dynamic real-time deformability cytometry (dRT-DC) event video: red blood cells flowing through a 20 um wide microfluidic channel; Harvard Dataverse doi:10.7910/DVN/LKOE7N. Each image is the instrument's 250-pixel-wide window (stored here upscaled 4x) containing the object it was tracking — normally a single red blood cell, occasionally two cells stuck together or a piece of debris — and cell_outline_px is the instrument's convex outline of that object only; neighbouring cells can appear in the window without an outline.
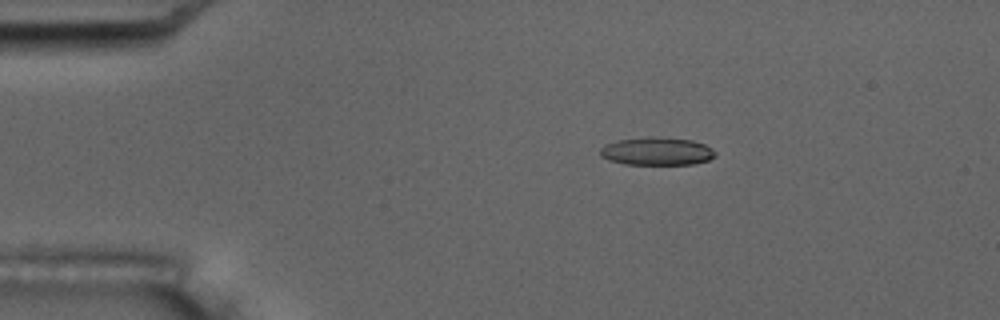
{"species": "common noctule bat (a hibernating species)", "species_latin": "Nyctalus noctula", "temperature_condition": "room temperature", "stored_images_in_passage": 5, "camera_frame_rate_fps": 3000, "um_per_image_px": 0.085, "animal": {"sex": "male", "body_mass_g": 17.5, "forearm_length_mm": 52.3}, "frame": {"image": 1, "passage_image": 4, "time_ms": 3.333, "image_size_px": [1000, 320], "cell_outline_px": [[716, 156], [708, 160], [692, 164], [624, 164], [608, 160], [600, 156], [600, 148], [604, 144], [616, 140], [648, 136], [652, 136], [692, 140], [704, 144], [712, 148], [716, 152]], "centroid_in_image_um": [55.8, 12.85], "position_along_channel_um": 29.2, "area_um2": 18.96}}